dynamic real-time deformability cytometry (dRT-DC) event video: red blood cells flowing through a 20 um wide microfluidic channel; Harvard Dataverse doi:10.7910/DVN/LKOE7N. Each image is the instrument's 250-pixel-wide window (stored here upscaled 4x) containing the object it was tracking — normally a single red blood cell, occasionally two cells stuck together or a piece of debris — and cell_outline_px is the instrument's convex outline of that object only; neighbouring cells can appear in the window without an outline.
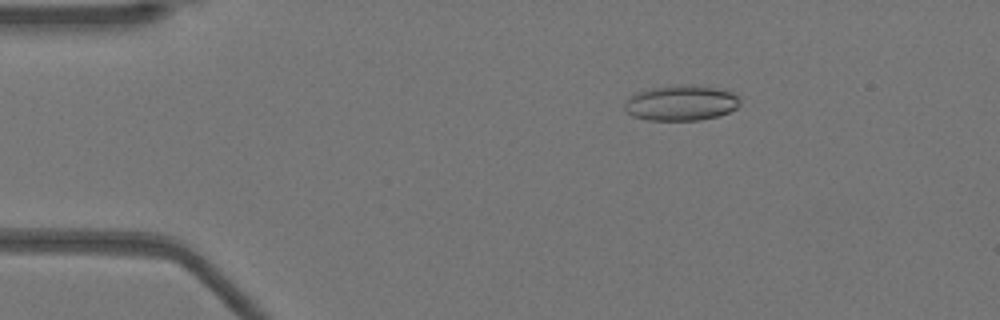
{"species": "Egyptian fruit bat (a non-hibernating species)", "species_latin": "Rousettus aegyptiacus", "temperature_condition": "warm", "stored_images_in_passage": 48, "camera_frame_rate_fps": 3000, "um_per_image_px": 0.085, "animal": {"sex": "female"}, "frame": {"image": 1, "passage_image": 5, "time_ms": 1.333, "image_size_px": [1000, 320], "cell_outline_px": [[740, 104], [736, 108], [720, 116], [700, 120], [648, 120], [632, 116], [624, 108], [624, 104], [628, 96], [636, 92], [652, 88], [680, 84], [728, 88], [740, 96]], "centroid_in_image_um": [57.95, 8.73], "position_along_channel_um": 27.1, "area_um2": 24.33}}
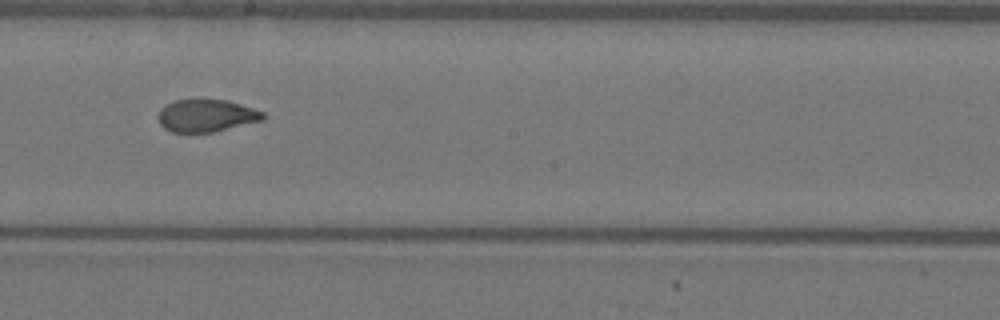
{"frame": {"image": 2, "passage_image": 25, "time_ms": 8.0, "image_size_px": [1000, 320], "cell_outline_px": [[264, 120], [212, 132], [172, 132], [164, 128], [160, 124], [156, 116], [160, 108], [176, 100], [224, 100], [252, 108], [264, 112]], "centroid_in_image_um": [17.5, 9.84], "position_along_channel_um": 230.7, "area_um2": 19.59}}
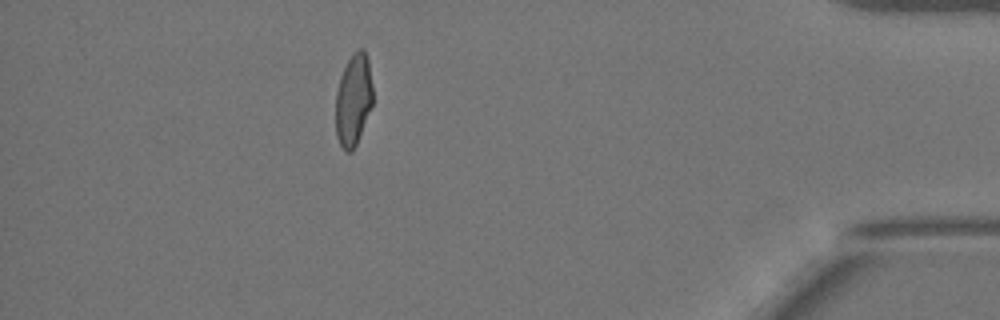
{"frame": {"image": 3, "passage_image": 42, "time_ms": 13.667, "image_size_px": [1000, 320], "cell_outline_px": [[372, 104], [356, 144], [352, 152], [344, 152], [336, 136], [336, 92], [340, 76], [352, 52], [360, 48], [364, 48], [368, 60], [372, 84]], "centroid_in_image_um": [30.03, 8.47], "position_along_channel_um": 405.2, "area_um2": 19.83}, "authors_computed_cell_mechanics": {"area_um2": 20.9236, "velocity_mm_per_s": 3.9495, "shape_relaxation_time_tau1_ms": null, "shape_relaxation_time_tau2_ms": 1.0847, "deformation_change_tau1": null, "deformation_change_tau2": 0.0677}}